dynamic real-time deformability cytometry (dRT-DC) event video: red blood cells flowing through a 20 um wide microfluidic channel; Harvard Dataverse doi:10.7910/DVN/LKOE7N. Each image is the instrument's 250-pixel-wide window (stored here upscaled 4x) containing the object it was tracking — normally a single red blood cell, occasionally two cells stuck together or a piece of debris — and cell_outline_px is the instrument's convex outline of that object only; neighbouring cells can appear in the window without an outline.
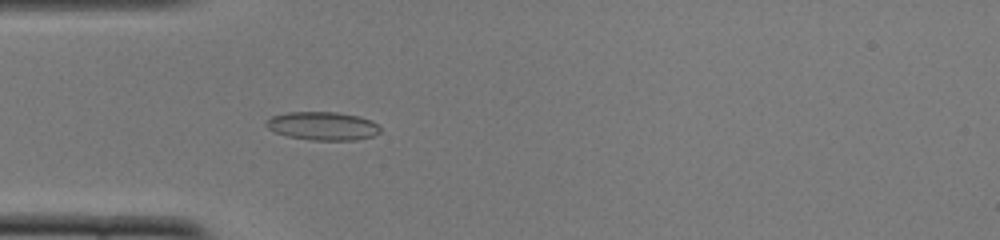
{"species": "common noctule bat (a hibernating species)", "species_latin": "Nyctalus noctula", "temperature_condition": "cold", "stored_images_in_passage": 39, "camera_frame_rate_fps": 3000, "um_per_image_px": 0.085, "animal": {"sex": "female", "body_mass_g": 22.0, "forearm_length_mm": 56.7}, "frame": {"image": 1, "passage_image": 3, "time_ms": 0.667, "image_size_px": [1000, 240], "cell_outline_px": [[380, 132], [372, 136], [356, 140], [312, 140], [288, 136], [276, 132], [268, 128], [264, 124], [272, 116], [288, 112], [336, 112], [360, 116], [372, 120], [380, 128]], "centroid_in_image_um": [27.45, 10.7], "position_along_channel_um": 57.6, "area_um2": 18.79}}
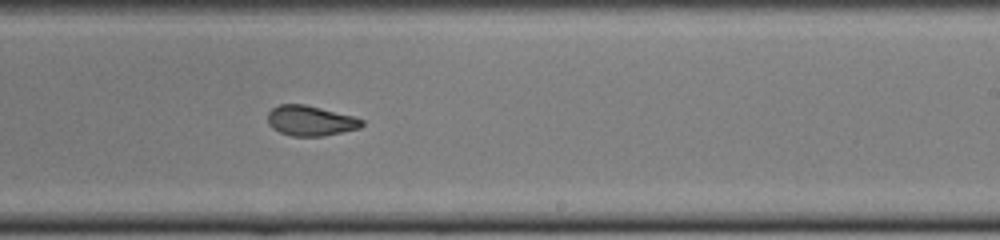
{"frame": {"image": 2, "passage_image": 19, "time_ms": 6.0, "image_size_px": [1000, 240], "cell_outline_px": [[364, 124], [360, 128], [324, 136], [292, 136], [280, 132], [272, 128], [268, 124], [268, 112], [272, 108], [280, 104], [304, 104], [352, 116], [364, 120]], "centroid_in_image_um": [26.38, 10.26], "position_along_channel_um": 262.6, "area_um2": 16.47}}
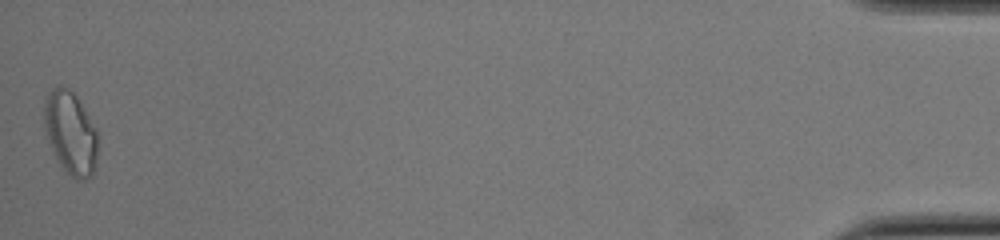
{"frame": {"image": 3, "passage_image": 39, "time_ms": 12.667, "image_size_px": [1000, 240], "cell_outline_px": [[96, 164], [92, 176], [84, 180], [76, 180], [60, 164], [52, 152], [44, 128], [44, 100], [48, 92], [56, 84], [60, 84], [68, 88], [76, 96], [88, 116], [96, 132]], "centroid_in_image_um": [5.95, 11.27], "position_along_channel_um": 429.2, "area_um2": 25.78}, "authors_computed_cell_mechanics": {"area_um2": 17.2244, "velocity_mm_per_s": 3.9084, "shape_relaxation_time_tau1_ms": 3.7433, "shape_relaxation_time_tau2_ms": 2.1414, "deformation_change_tau1": 0.14, "deformation_change_tau2": 0.0652}}